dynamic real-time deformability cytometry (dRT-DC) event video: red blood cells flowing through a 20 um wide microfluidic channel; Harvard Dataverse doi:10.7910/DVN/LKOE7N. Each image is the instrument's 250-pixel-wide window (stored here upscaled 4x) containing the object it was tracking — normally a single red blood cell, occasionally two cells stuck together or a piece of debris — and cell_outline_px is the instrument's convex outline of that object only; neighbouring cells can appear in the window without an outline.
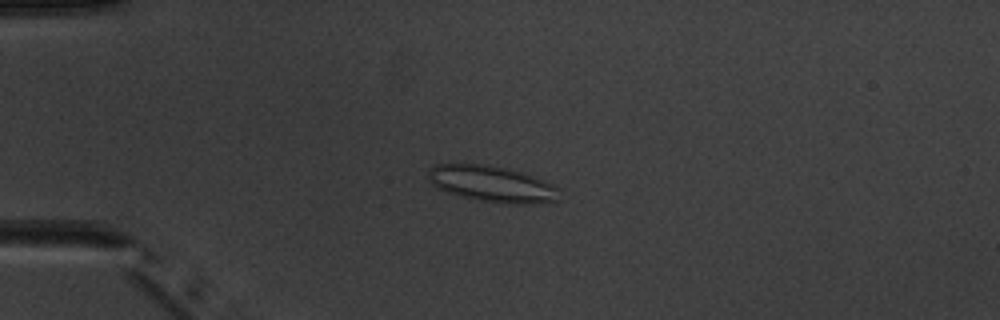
{"species": "common noctule bat (a hibernating species)", "species_latin": "Nyctalus noctula", "temperature_condition": "warm", "stored_images_in_passage": 4, "camera_frame_rate_fps": 3000, "um_per_image_px": 0.085, "animal": {"sex": "male", "body_mass_g": 20.1, "forearm_length_mm": 53.5}, "frame": {"image": 1, "passage_image": 3, "time_ms": 4.0, "image_size_px": [1000, 320], "cell_outline_px": [[560, 200], [532, 204], [500, 204], [460, 196], [436, 188], [432, 184], [428, 176], [428, 172], [436, 164], [480, 164], [504, 168], [524, 172], [556, 184], [560, 188]], "centroid_in_image_um": [41.91, 15.65], "position_along_channel_um": 43.1, "area_um2": 27.98}}